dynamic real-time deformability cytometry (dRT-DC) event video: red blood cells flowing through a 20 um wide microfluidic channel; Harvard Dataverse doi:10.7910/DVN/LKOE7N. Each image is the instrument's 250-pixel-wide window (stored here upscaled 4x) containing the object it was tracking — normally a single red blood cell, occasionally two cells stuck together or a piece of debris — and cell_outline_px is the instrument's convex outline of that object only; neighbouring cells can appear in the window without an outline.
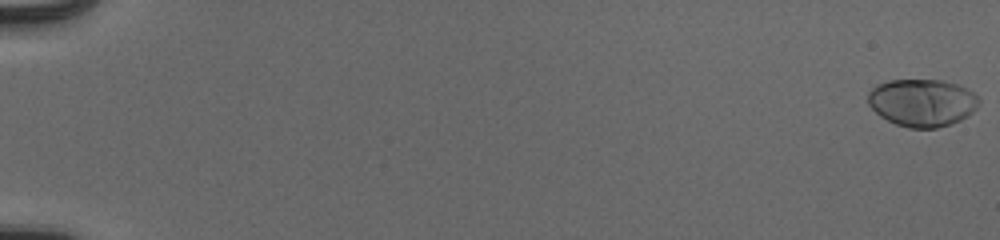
{"species": "human", "species_latin": "Homo sapiens", "temperature_condition": "cold", "stored_images_in_passage": 55, "camera_frame_rate_fps": 3000, "um_per_image_px": 0.085, "donor": {"sex": "male"}, "frame": {"image": 1, "passage_image": 1, "time_ms": 0.0, "image_size_px": [1000, 240], "cell_outline_px": [[980, 100], [976, 108], [968, 116], [952, 124], [936, 128], [908, 128], [896, 124], [880, 116], [868, 104], [868, 92], [876, 84], [888, 80], [944, 80], [960, 84], [972, 92]], "centroid_in_image_um": [78.38, 8.72], "position_along_channel_um": 6.6, "area_um2": 30.92}}
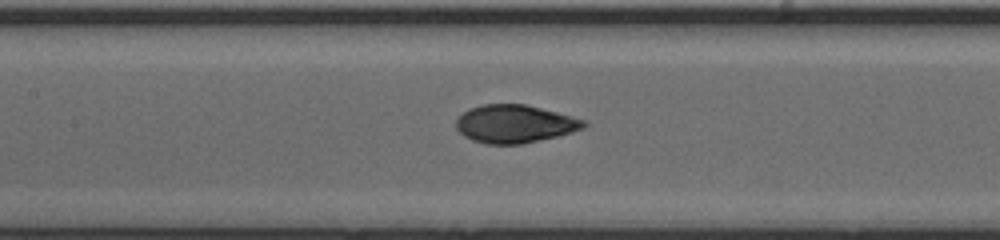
{"frame": {"image": 2, "passage_image": 29, "time_ms": 9.333, "image_size_px": [1000, 240], "cell_outline_px": [[588, 124], [584, 128], [572, 132], [540, 140], [520, 144], [484, 144], [472, 140], [464, 136], [456, 128], [456, 120], [464, 112], [472, 108], [484, 104], [524, 104], [556, 112], [584, 120]], "centroid_in_image_um": [43.74, 10.54], "position_along_channel_um": 163.7, "area_um2": 27.98}}
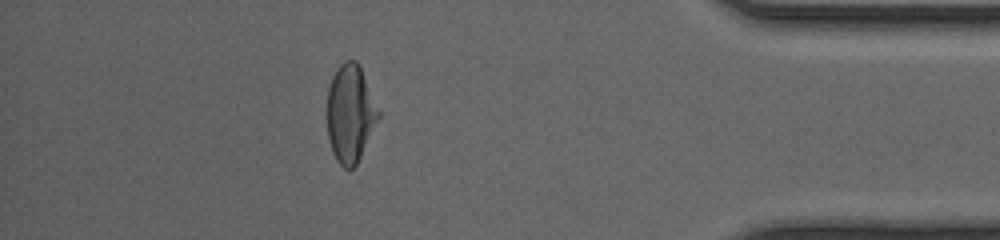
{"frame": {"image": 3, "passage_image": 50, "time_ms": 16.333, "image_size_px": [1000, 240], "cell_outline_px": [[380, 116], [356, 164], [348, 172], [336, 160], [332, 152], [328, 140], [328, 88], [332, 76], [336, 68], [344, 60], [356, 60], [360, 68], [380, 112]], "centroid_in_image_um": [29.75, 9.66], "position_along_channel_um": 405.4, "area_um2": 28.9}, "authors_computed_cell_mechanics": {"area_um2": 29.189, "velocity_mm_per_s": 3.9519, "shape_relaxation_time_tau1_ms": 3.8, "shape_relaxation_time_tau2_ms": null, "deformation_change_tau1": 0.2006, "deformation_change_tau2": null}}